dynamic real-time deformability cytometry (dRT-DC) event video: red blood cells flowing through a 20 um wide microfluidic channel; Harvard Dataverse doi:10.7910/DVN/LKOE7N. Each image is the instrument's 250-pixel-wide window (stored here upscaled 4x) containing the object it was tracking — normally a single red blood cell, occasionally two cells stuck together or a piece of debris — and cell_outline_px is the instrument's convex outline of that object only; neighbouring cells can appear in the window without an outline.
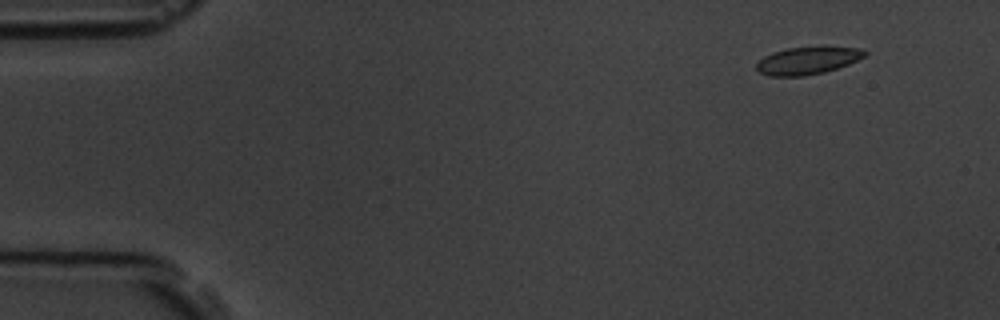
{"species": "common noctule bat (a hibernating species)", "species_latin": "Nyctalus noctula", "temperature_condition": "room temperature", "stored_images_in_passage": 10, "camera_frame_rate_fps": 3000, "um_per_image_px": 0.085, "animal": {"sex": "male", "body_mass_g": 19.5, "forearm_length_mm": 54.6}, "frame": {"image": 1, "passage_image": 1, "time_ms": 0.0, "image_size_px": [1000, 320], "cell_outline_px": [[868, 52], [864, 56], [848, 64], [824, 72], [804, 76], [772, 76], [760, 72], [756, 68], [756, 64], [764, 56], [772, 52], [788, 48], [820, 44], [824, 44], [860, 48]], "centroid_in_image_um": [68.68, 5.09], "position_along_channel_um": 16.3, "area_um2": 17.86}}
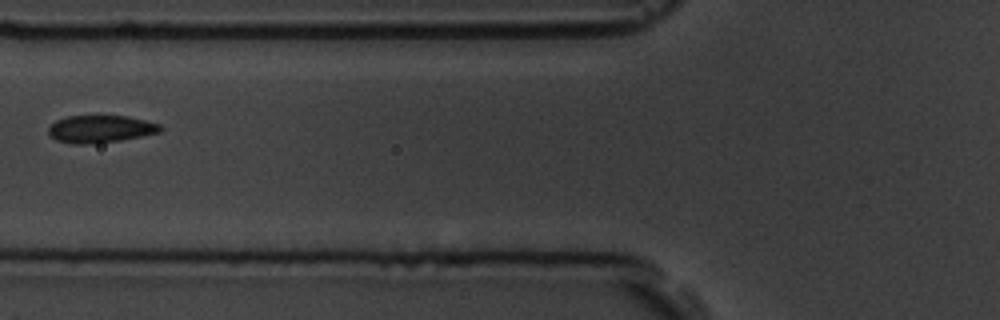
{"frame": {"image": 2, "passage_image": 6, "time_ms": 5.667, "image_size_px": [1000, 320], "cell_outline_px": [[164, 128], [160, 132], [120, 140], [84, 144], [72, 144], [56, 140], [48, 132], [48, 128], [56, 120], [68, 116], [128, 116], [160, 124]], "centroid_in_image_um": [8.54, 10.96], "position_along_channel_um": 117.3, "area_um2": 17.69}}
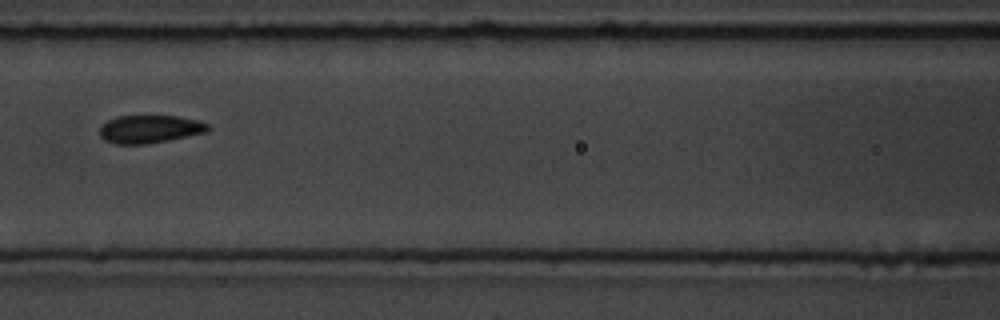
{"frame": {"image": 3, "passage_image": 7, "time_ms": 6.667, "image_size_px": [1000, 320], "cell_outline_px": [[212, 128], [208, 132], [148, 144], [116, 144], [104, 140], [100, 136], [100, 128], [108, 120], [116, 116], [176, 116], [200, 120], [208, 124]], "centroid_in_image_um": [12.77, 10.97], "position_along_channel_um": 153.8, "area_um2": 17.74}}